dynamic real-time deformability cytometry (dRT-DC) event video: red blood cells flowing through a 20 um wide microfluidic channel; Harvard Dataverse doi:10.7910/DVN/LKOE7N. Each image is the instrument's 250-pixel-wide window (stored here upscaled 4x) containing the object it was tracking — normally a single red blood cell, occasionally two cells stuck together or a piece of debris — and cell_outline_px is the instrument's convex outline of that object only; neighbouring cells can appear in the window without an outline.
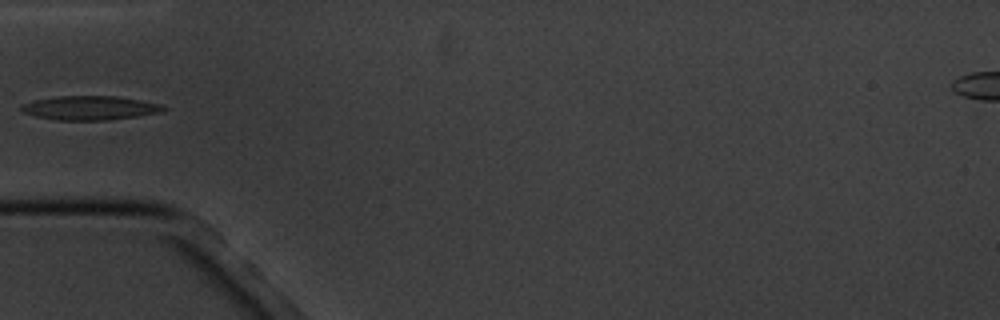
{"species": "common noctule bat (a hibernating species)", "species_latin": "Nyctalus noctula", "temperature_condition": "cold", "stored_images_in_passage": 7, "camera_frame_rate_fps": 3000, "um_per_image_px": 0.085, "animal": {"sex": "male", "body_mass_g": 20.1, "forearm_length_mm": 53.5}, "frame": {"image": 1, "passage_image": 5, "time_ms": 5.667, "image_size_px": [1000, 320], "cell_outline_px": [[168, 108], [164, 112], [108, 120], [56, 120], [36, 116], [24, 112], [20, 108], [20, 104], [36, 100], [56, 96], [116, 96], [164, 104]], "centroid_in_image_um": [7.7, 9.17], "position_along_channel_um": 77.3, "area_um2": 20.0}}
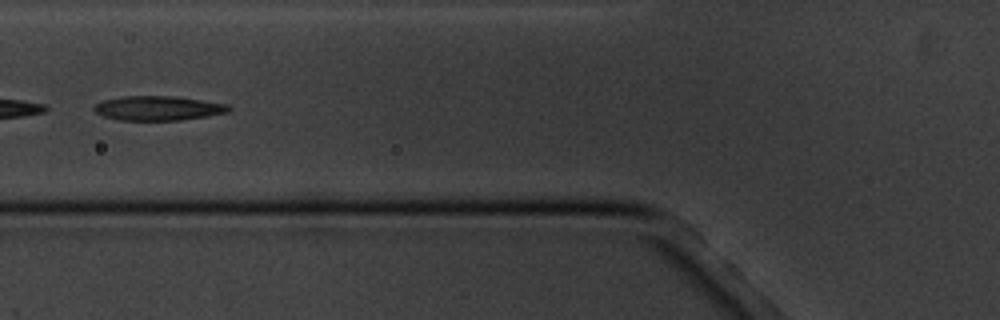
{"frame": {"image": 2, "passage_image": 6, "time_ms": 6.667, "image_size_px": [1000, 320], "cell_outline_px": [[232, 108], [228, 112], [180, 120], [120, 120], [104, 116], [96, 112], [92, 108], [96, 104], [104, 100], [120, 96], [176, 96], [228, 104]], "centroid_in_image_um": [13.44, 9.18], "position_along_channel_um": 112.4, "area_um2": 19.07}}